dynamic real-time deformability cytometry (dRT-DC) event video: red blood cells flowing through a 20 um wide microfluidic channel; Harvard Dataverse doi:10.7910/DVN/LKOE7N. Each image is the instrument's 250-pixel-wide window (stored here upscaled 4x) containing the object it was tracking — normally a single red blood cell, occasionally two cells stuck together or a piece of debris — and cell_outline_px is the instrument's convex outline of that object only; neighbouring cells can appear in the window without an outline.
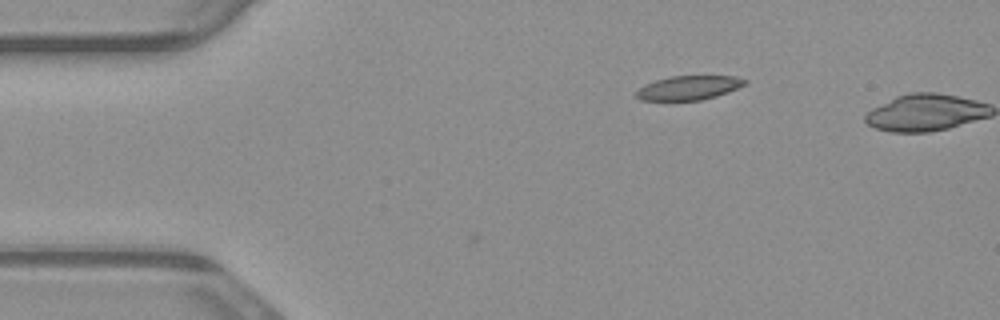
{"species": "common noctule bat (a hibernating species)", "species_latin": "Nyctalus noctula", "temperature_condition": "warm", "stored_images_in_passage": 2, "camera_frame_rate_fps": 3000, "um_per_image_px": 0.085, "animal": {"sex": "male", "body_mass_g": 23.1, "forearm_length_mm": 52.7}, "frame": {"image": 1, "passage_image": 2, "time_ms": 0.333, "image_size_px": [1000, 320], "cell_outline_px": [[748, 84], [728, 92], [716, 96], [700, 100], [640, 100], [636, 96], [636, 92], [644, 84], [656, 80], [672, 76], [736, 76], [748, 80]], "centroid_in_image_um": [58.59, 7.45], "position_along_channel_um": 26.4, "area_um2": 15.26}}